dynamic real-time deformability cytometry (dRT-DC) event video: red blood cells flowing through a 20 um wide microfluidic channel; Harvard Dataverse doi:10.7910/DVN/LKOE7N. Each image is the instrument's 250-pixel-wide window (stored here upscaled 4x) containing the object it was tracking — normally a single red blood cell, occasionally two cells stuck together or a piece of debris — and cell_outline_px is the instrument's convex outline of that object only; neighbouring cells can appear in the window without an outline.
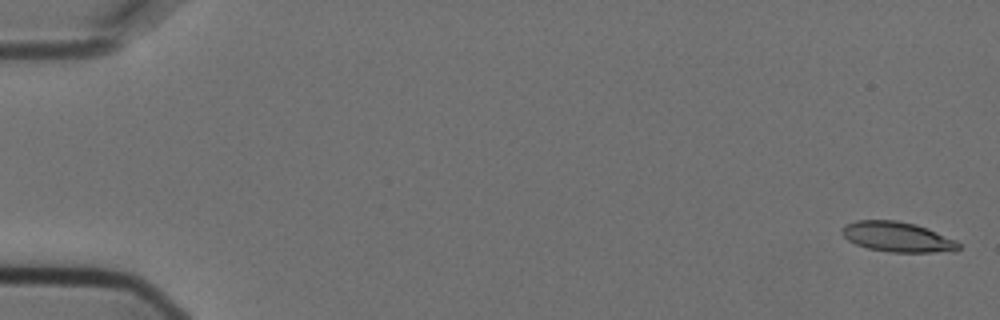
{"species": "Egyptian fruit bat (a non-hibernating species)", "species_latin": "Rousettus aegyptiacus", "temperature_condition": "cold", "stored_images_in_passage": 6, "segment_of_instrument_passage": [2, 2], "camera_frame_rate_fps": 3000, "um_per_image_px": 0.085, "animal": {"sex": "female"}, "frame": {"image": 1, "passage_image": 6, "time_ms": 1.667, "image_size_px": [1000, 320], "cell_outline_px": [[960, 248], [952, 252], [888, 252], [868, 248], [856, 244], [848, 240], [840, 232], [840, 228], [856, 220], [896, 220], [916, 224], [956, 240], [960, 244]], "centroid_in_image_um": [76.28, 20.14], "position_along_channel_um": 8.7, "area_um2": 20.46}}